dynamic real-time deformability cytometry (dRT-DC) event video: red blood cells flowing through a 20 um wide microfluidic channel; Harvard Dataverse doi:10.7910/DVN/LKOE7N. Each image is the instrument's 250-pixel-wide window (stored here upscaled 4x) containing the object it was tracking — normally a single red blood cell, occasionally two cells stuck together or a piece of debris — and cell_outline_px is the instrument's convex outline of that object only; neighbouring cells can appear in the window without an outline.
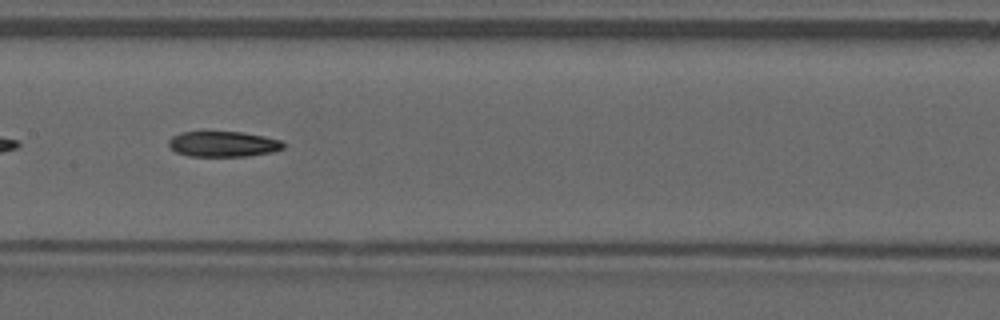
{"species": "common noctule bat (a hibernating species)", "species_latin": "Nyctalus noctula", "temperature_condition": "warm", "stored_images_in_passage": 37, "camera_frame_rate_fps": 3000, "um_per_image_px": 0.085, "animal": {"sex": "male", "forearm_length_mm": 52.5}, "frame": {"image": 1, "passage_image": 16, "time_ms": 5.0, "image_size_px": [1000, 320], "cell_outline_px": [[284, 148], [272, 152], [248, 156], [188, 156], [176, 152], [168, 144], [168, 140], [172, 136], [180, 132], [240, 132], [264, 136], [280, 140], [284, 144]], "centroid_in_image_um": [18.96, 12.24], "position_along_channel_um": 188.4, "area_um2": 16.99}}